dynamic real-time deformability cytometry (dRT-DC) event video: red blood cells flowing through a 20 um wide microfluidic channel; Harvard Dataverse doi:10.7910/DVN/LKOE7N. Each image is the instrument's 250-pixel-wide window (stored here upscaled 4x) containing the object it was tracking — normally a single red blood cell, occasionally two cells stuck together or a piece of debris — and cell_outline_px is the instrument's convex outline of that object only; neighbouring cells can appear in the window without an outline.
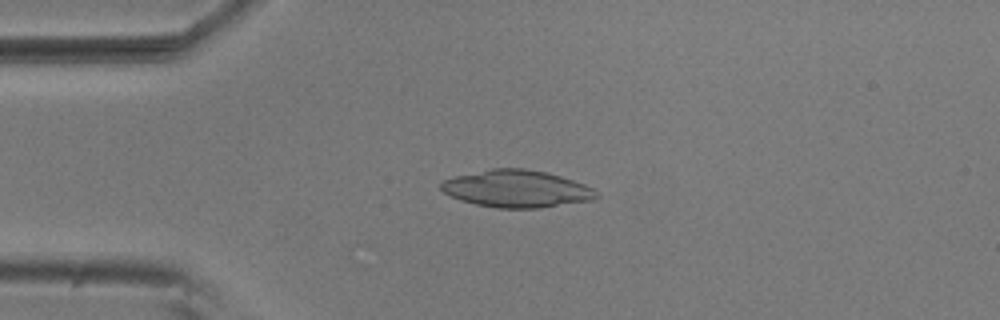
{"species": "common noctule bat (a hibernating species)", "species_latin": "Nyctalus noctula", "temperature_condition": "room temperature", "stored_images_in_passage": 4, "camera_frame_rate_fps": 3000, "um_per_image_px": 0.085, "animal": {"sex": "male", "body_mass_g": 20.5, "forearm_length_mm": 52.5}, "frame": {"image": 1, "passage_image": 1, "time_ms": 0.0, "image_size_px": [1000, 320], "cell_outline_px": [[600, 196], [596, 200], [540, 208], [496, 208], [476, 204], [460, 200], [444, 192], [440, 188], [440, 184], [444, 180], [456, 176], [492, 168], [524, 168], [544, 172], [560, 176], [584, 184], [600, 192]], "centroid_in_image_um": [43.97, 16.06], "position_along_channel_um": 41.0, "area_um2": 33.76}}